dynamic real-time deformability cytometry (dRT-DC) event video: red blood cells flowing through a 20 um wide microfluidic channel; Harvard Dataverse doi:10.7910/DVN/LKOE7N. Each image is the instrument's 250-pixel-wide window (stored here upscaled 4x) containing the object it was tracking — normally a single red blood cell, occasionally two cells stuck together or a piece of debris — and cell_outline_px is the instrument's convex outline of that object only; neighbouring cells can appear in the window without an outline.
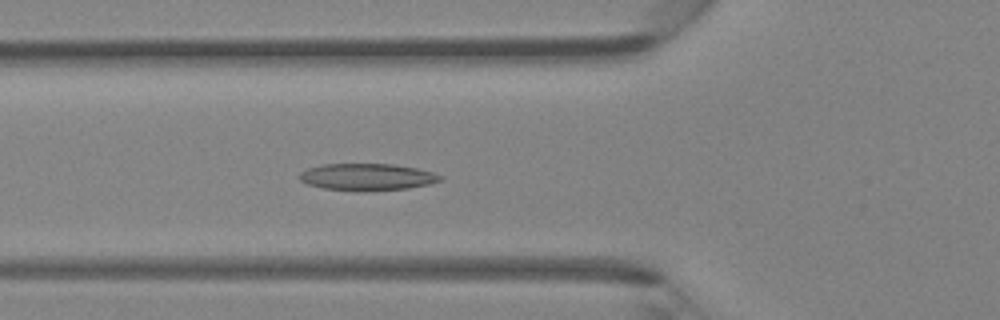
{"species": "Egyptian fruit bat (a non-hibernating species)", "species_latin": "Rousettus aegyptiacus", "temperature_condition": "room temperature", "stored_images_in_passage": 46, "camera_frame_rate_fps": 3000, "um_per_image_px": 0.085, "animal": {"sex": "female"}, "frame": {"image": 1, "passage_image": 17, "time_ms": 5.333, "image_size_px": [1000, 320], "cell_outline_px": [[444, 180], [428, 184], [408, 188], [364, 192], [324, 188], [308, 184], [300, 180], [296, 176], [300, 172], [308, 168], [320, 164], [396, 164], [416, 168], [432, 172], [444, 176]], "centroid_in_image_um": [31.2, 15.04], "position_along_channel_um": 94.6, "area_um2": 22.37}}
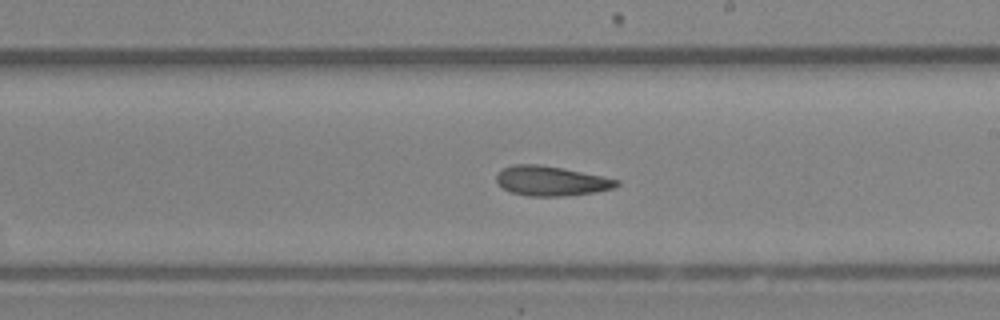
{"frame": {"image": 2, "passage_image": 27, "time_ms": 8.667, "image_size_px": [1000, 320], "cell_outline_px": [[620, 184], [612, 188], [592, 192], [564, 196], [528, 196], [512, 192], [504, 188], [496, 180], [496, 176], [504, 168], [512, 164], [540, 164], [620, 180]], "centroid_in_image_um": [46.82, 15.38], "position_along_channel_um": 242.2, "area_um2": 20.35}}
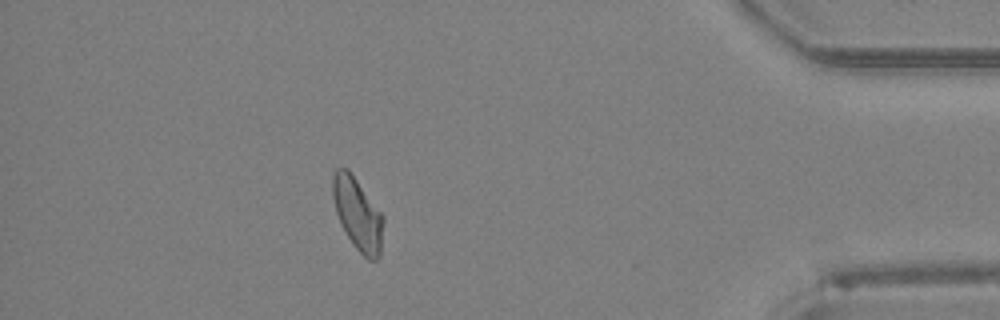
{"frame": {"image": 3, "passage_image": 41, "time_ms": 13.333, "image_size_px": [1000, 320], "cell_outline_px": [[384, 220], [380, 256], [376, 260], [368, 260], [352, 244], [340, 224], [336, 212], [332, 196], [332, 176], [336, 168], [348, 168], [384, 216]], "centroid_in_image_um": [30.4, 18.19], "position_along_channel_um": 404.8, "area_um2": 21.5}}